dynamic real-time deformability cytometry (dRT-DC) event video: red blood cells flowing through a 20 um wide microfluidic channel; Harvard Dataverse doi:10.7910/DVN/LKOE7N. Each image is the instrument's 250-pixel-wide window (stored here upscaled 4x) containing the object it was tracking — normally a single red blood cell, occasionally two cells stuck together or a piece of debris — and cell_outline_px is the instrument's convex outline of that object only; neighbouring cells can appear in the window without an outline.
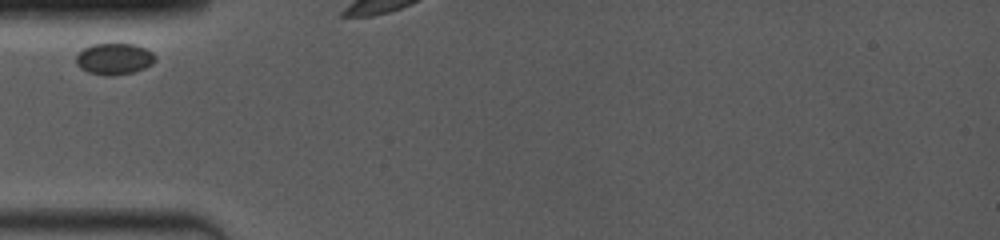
{"species": "common noctule bat (a hibernating species)", "species_latin": "Nyctalus noctula", "temperature_condition": "room temperature", "stored_images_in_passage": 6, "camera_frame_rate_fps": 4000, "um_per_image_px": 0.085, "animal": {"sex": "female", "body_mass_g": 19.0, "forearm_length_mm": 53.3}, "frame": {"image": 1, "passage_image": 1, "time_ms": 0.0, "image_size_px": [1000, 240], "cell_outline_px": [[156, 60], [152, 64], [144, 68], [132, 72], [108, 76], [88, 72], [80, 68], [76, 64], [76, 56], [84, 48], [92, 44], [136, 44], [152, 52], [156, 56]], "centroid_in_image_um": [9.71, 5.0], "position_along_channel_um": 75.3, "area_um2": 14.39}}
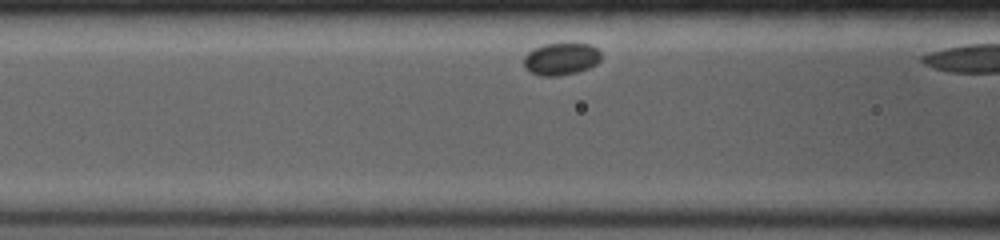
{"frame": {"image": 2, "passage_image": 5, "time_ms": 1.25, "image_size_px": [1000, 240], "cell_outline_px": [[600, 60], [596, 64], [588, 68], [576, 72], [560, 76], [540, 76], [528, 72], [524, 68], [524, 56], [532, 48], [544, 44], [588, 44], [596, 48], [600, 52]], "centroid_in_image_um": [47.64, 5.02], "position_along_channel_um": 119.0, "area_um2": 14.57}}